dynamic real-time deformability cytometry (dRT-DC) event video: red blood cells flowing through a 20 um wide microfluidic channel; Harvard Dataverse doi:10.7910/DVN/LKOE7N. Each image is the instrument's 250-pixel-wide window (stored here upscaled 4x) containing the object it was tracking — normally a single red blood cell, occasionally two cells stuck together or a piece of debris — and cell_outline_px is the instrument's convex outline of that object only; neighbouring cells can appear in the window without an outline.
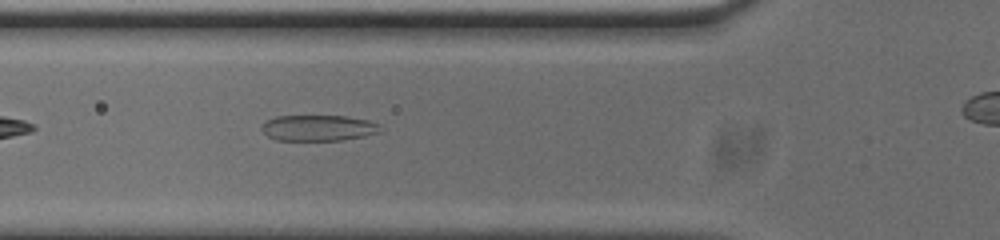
{"species": "common noctule bat (a hibernating species)", "species_latin": "Nyctalus noctula", "temperature_condition": "cold", "stored_images_in_passage": 28, "camera_frame_rate_fps": 3000, "um_per_image_px": 0.085, "animal": {"sex": "male", "body_mass_g": 20.0, "forearm_length_mm": 53.3}, "frame": {"image": 1, "passage_image": 3, "time_ms": 0.667, "image_size_px": [1000, 240], "cell_outline_px": [[380, 132], [364, 136], [344, 140], [276, 140], [268, 136], [260, 128], [264, 120], [276, 116], [348, 116], [368, 120], [380, 124]], "centroid_in_image_um": [27.04, 10.87], "position_along_channel_um": 98.8, "area_um2": 18.03}}
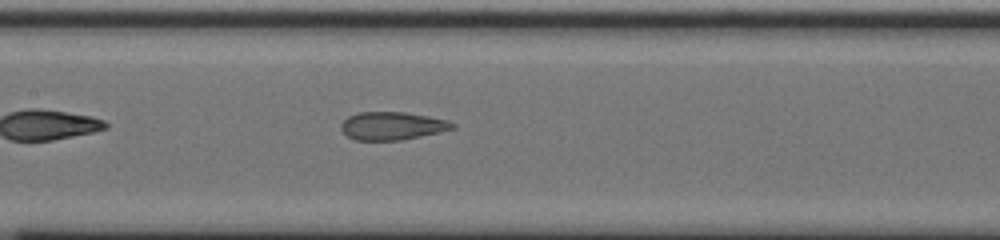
{"frame": {"image": 2, "passage_image": 9, "time_ms": 2.667, "image_size_px": [1000, 240], "cell_outline_px": [[456, 128], [440, 132], [400, 140], [356, 140], [348, 136], [340, 128], [340, 124], [348, 116], [360, 112], [404, 112], [428, 116], [448, 120], [456, 124]], "centroid_in_image_um": [33.35, 10.69], "position_along_channel_um": 174.0, "area_um2": 18.15}}
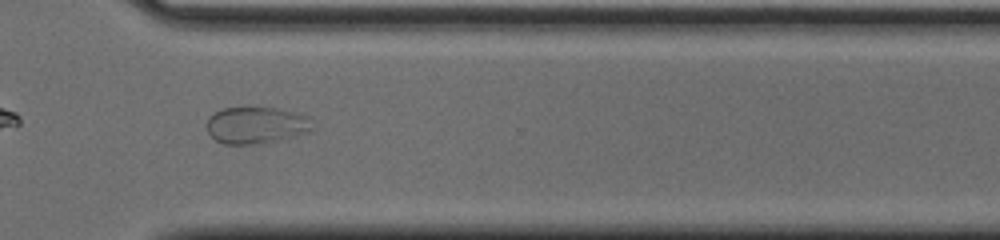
{"frame": {"image": 3, "passage_image": 23, "time_ms": 7.333, "image_size_px": [1000, 240], "cell_outline_px": [[312, 128], [296, 136], [256, 144], [224, 144], [216, 140], [208, 132], [208, 116], [220, 108], [280, 108], [296, 112], [304, 116]], "centroid_in_image_um": [21.7, 10.64], "position_along_channel_um": 348.9, "area_um2": 22.2}}